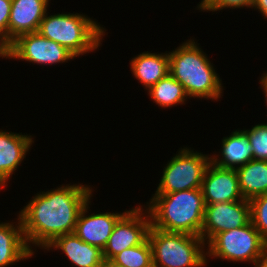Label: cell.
<instances>
[{
	"mask_svg": "<svg viewBox=\"0 0 267 267\" xmlns=\"http://www.w3.org/2000/svg\"><path fill=\"white\" fill-rule=\"evenodd\" d=\"M92 195V188L85 184H67L37 193L19 211L30 250L35 253L32 244L45 249L57 237L73 233L78 215Z\"/></svg>",
	"mask_w": 267,
	"mask_h": 267,
	"instance_id": "obj_1",
	"label": "cell"
},
{
	"mask_svg": "<svg viewBox=\"0 0 267 267\" xmlns=\"http://www.w3.org/2000/svg\"><path fill=\"white\" fill-rule=\"evenodd\" d=\"M153 195L145 207L149 212L153 228L201 235L205 212L201 189Z\"/></svg>",
	"mask_w": 267,
	"mask_h": 267,
	"instance_id": "obj_2",
	"label": "cell"
},
{
	"mask_svg": "<svg viewBox=\"0 0 267 267\" xmlns=\"http://www.w3.org/2000/svg\"><path fill=\"white\" fill-rule=\"evenodd\" d=\"M194 39L168 52L169 73L184 87L189 98L218 101L222 97V80L209 58Z\"/></svg>",
	"mask_w": 267,
	"mask_h": 267,
	"instance_id": "obj_3",
	"label": "cell"
},
{
	"mask_svg": "<svg viewBox=\"0 0 267 267\" xmlns=\"http://www.w3.org/2000/svg\"><path fill=\"white\" fill-rule=\"evenodd\" d=\"M38 32L67 48L76 57L98 49L105 28L88 16L79 13L45 14Z\"/></svg>",
	"mask_w": 267,
	"mask_h": 267,
	"instance_id": "obj_4",
	"label": "cell"
},
{
	"mask_svg": "<svg viewBox=\"0 0 267 267\" xmlns=\"http://www.w3.org/2000/svg\"><path fill=\"white\" fill-rule=\"evenodd\" d=\"M153 267H206L207 246L200 236L153 228L148 232ZM206 245V246H205Z\"/></svg>",
	"mask_w": 267,
	"mask_h": 267,
	"instance_id": "obj_5",
	"label": "cell"
},
{
	"mask_svg": "<svg viewBox=\"0 0 267 267\" xmlns=\"http://www.w3.org/2000/svg\"><path fill=\"white\" fill-rule=\"evenodd\" d=\"M206 259L254 263L266 250L267 243L251 221L236 229L216 234L208 243Z\"/></svg>",
	"mask_w": 267,
	"mask_h": 267,
	"instance_id": "obj_6",
	"label": "cell"
},
{
	"mask_svg": "<svg viewBox=\"0 0 267 267\" xmlns=\"http://www.w3.org/2000/svg\"><path fill=\"white\" fill-rule=\"evenodd\" d=\"M209 156L188 147L181 148L164 167L155 194L201 189L205 171L211 163Z\"/></svg>",
	"mask_w": 267,
	"mask_h": 267,
	"instance_id": "obj_7",
	"label": "cell"
},
{
	"mask_svg": "<svg viewBox=\"0 0 267 267\" xmlns=\"http://www.w3.org/2000/svg\"><path fill=\"white\" fill-rule=\"evenodd\" d=\"M142 206L126 210L118 219L103 249L105 261L111 260L127 248L142 244L148 238L151 218L148 210L144 211Z\"/></svg>",
	"mask_w": 267,
	"mask_h": 267,
	"instance_id": "obj_8",
	"label": "cell"
},
{
	"mask_svg": "<svg viewBox=\"0 0 267 267\" xmlns=\"http://www.w3.org/2000/svg\"><path fill=\"white\" fill-rule=\"evenodd\" d=\"M75 57L67 48L39 32L21 35L8 46V59H21L32 64L56 65Z\"/></svg>",
	"mask_w": 267,
	"mask_h": 267,
	"instance_id": "obj_9",
	"label": "cell"
},
{
	"mask_svg": "<svg viewBox=\"0 0 267 267\" xmlns=\"http://www.w3.org/2000/svg\"><path fill=\"white\" fill-rule=\"evenodd\" d=\"M250 221L249 200L243 199L240 201L205 205L200 237L206 244L216 234L243 227Z\"/></svg>",
	"mask_w": 267,
	"mask_h": 267,
	"instance_id": "obj_10",
	"label": "cell"
},
{
	"mask_svg": "<svg viewBox=\"0 0 267 267\" xmlns=\"http://www.w3.org/2000/svg\"><path fill=\"white\" fill-rule=\"evenodd\" d=\"M205 205L243 200L235 169H225L210 163L202 180Z\"/></svg>",
	"mask_w": 267,
	"mask_h": 267,
	"instance_id": "obj_11",
	"label": "cell"
},
{
	"mask_svg": "<svg viewBox=\"0 0 267 267\" xmlns=\"http://www.w3.org/2000/svg\"><path fill=\"white\" fill-rule=\"evenodd\" d=\"M90 202L89 200L81 209L73 233L85 243L103 250L116 222L126 211L87 215Z\"/></svg>",
	"mask_w": 267,
	"mask_h": 267,
	"instance_id": "obj_12",
	"label": "cell"
},
{
	"mask_svg": "<svg viewBox=\"0 0 267 267\" xmlns=\"http://www.w3.org/2000/svg\"><path fill=\"white\" fill-rule=\"evenodd\" d=\"M49 0H12L8 21V46L19 36L38 32Z\"/></svg>",
	"mask_w": 267,
	"mask_h": 267,
	"instance_id": "obj_13",
	"label": "cell"
},
{
	"mask_svg": "<svg viewBox=\"0 0 267 267\" xmlns=\"http://www.w3.org/2000/svg\"><path fill=\"white\" fill-rule=\"evenodd\" d=\"M32 143L33 137L28 134L0 130V189L7 186L6 183L26 157Z\"/></svg>",
	"mask_w": 267,
	"mask_h": 267,
	"instance_id": "obj_14",
	"label": "cell"
},
{
	"mask_svg": "<svg viewBox=\"0 0 267 267\" xmlns=\"http://www.w3.org/2000/svg\"><path fill=\"white\" fill-rule=\"evenodd\" d=\"M45 249L61 250L76 267H103V250L85 243L74 233L57 237Z\"/></svg>",
	"mask_w": 267,
	"mask_h": 267,
	"instance_id": "obj_15",
	"label": "cell"
},
{
	"mask_svg": "<svg viewBox=\"0 0 267 267\" xmlns=\"http://www.w3.org/2000/svg\"><path fill=\"white\" fill-rule=\"evenodd\" d=\"M221 147L220 155H210L211 163L217 167L236 170L253 160V148L244 130H236L229 137H223Z\"/></svg>",
	"mask_w": 267,
	"mask_h": 267,
	"instance_id": "obj_16",
	"label": "cell"
},
{
	"mask_svg": "<svg viewBox=\"0 0 267 267\" xmlns=\"http://www.w3.org/2000/svg\"><path fill=\"white\" fill-rule=\"evenodd\" d=\"M17 220L15 227L12 222L0 223V267L13 265L34 255L25 240L19 215Z\"/></svg>",
	"mask_w": 267,
	"mask_h": 267,
	"instance_id": "obj_17",
	"label": "cell"
},
{
	"mask_svg": "<svg viewBox=\"0 0 267 267\" xmlns=\"http://www.w3.org/2000/svg\"><path fill=\"white\" fill-rule=\"evenodd\" d=\"M133 76L149 90L160 79L169 74V55L166 53L142 52L131 59Z\"/></svg>",
	"mask_w": 267,
	"mask_h": 267,
	"instance_id": "obj_18",
	"label": "cell"
},
{
	"mask_svg": "<svg viewBox=\"0 0 267 267\" xmlns=\"http://www.w3.org/2000/svg\"><path fill=\"white\" fill-rule=\"evenodd\" d=\"M239 189L244 199L267 193V161L255 160L236 169Z\"/></svg>",
	"mask_w": 267,
	"mask_h": 267,
	"instance_id": "obj_19",
	"label": "cell"
},
{
	"mask_svg": "<svg viewBox=\"0 0 267 267\" xmlns=\"http://www.w3.org/2000/svg\"><path fill=\"white\" fill-rule=\"evenodd\" d=\"M148 95L154 103L162 108L185 104L188 98L182 84L170 73L154 84L148 90Z\"/></svg>",
	"mask_w": 267,
	"mask_h": 267,
	"instance_id": "obj_20",
	"label": "cell"
},
{
	"mask_svg": "<svg viewBox=\"0 0 267 267\" xmlns=\"http://www.w3.org/2000/svg\"><path fill=\"white\" fill-rule=\"evenodd\" d=\"M111 261L125 267H153L152 247L148 238L142 244L118 253Z\"/></svg>",
	"mask_w": 267,
	"mask_h": 267,
	"instance_id": "obj_21",
	"label": "cell"
},
{
	"mask_svg": "<svg viewBox=\"0 0 267 267\" xmlns=\"http://www.w3.org/2000/svg\"><path fill=\"white\" fill-rule=\"evenodd\" d=\"M251 223L267 243V193L249 200Z\"/></svg>",
	"mask_w": 267,
	"mask_h": 267,
	"instance_id": "obj_22",
	"label": "cell"
},
{
	"mask_svg": "<svg viewBox=\"0 0 267 267\" xmlns=\"http://www.w3.org/2000/svg\"><path fill=\"white\" fill-rule=\"evenodd\" d=\"M253 148V159L267 161V123L244 130Z\"/></svg>",
	"mask_w": 267,
	"mask_h": 267,
	"instance_id": "obj_23",
	"label": "cell"
},
{
	"mask_svg": "<svg viewBox=\"0 0 267 267\" xmlns=\"http://www.w3.org/2000/svg\"><path fill=\"white\" fill-rule=\"evenodd\" d=\"M254 0H202L197 8L201 11H220L226 8H252Z\"/></svg>",
	"mask_w": 267,
	"mask_h": 267,
	"instance_id": "obj_24",
	"label": "cell"
},
{
	"mask_svg": "<svg viewBox=\"0 0 267 267\" xmlns=\"http://www.w3.org/2000/svg\"><path fill=\"white\" fill-rule=\"evenodd\" d=\"M12 0H0V39L8 46V21Z\"/></svg>",
	"mask_w": 267,
	"mask_h": 267,
	"instance_id": "obj_25",
	"label": "cell"
},
{
	"mask_svg": "<svg viewBox=\"0 0 267 267\" xmlns=\"http://www.w3.org/2000/svg\"><path fill=\"white\" fill-rule=\"evenodd\" d=\"M252 8L256 10L258 9L261 15H263L264 18H267V0H254Z\"/></svg>",
	"mask_w": 267,
	"mask_h": 267,
	"instance_id": "obj_26",
	"label": "cell"
},
{
	"mask_svg": "<svg viewBox=\"0 0 267 267\" xmlns=\"http://www.w3.org/2000/svg\"><path fill=\"white\" fill-rule=\"evenodd\" d=\"M253 264L255 267H267V250Z\"/></svg>",
	"mask_w": 267,
	"mask_h": 267,
	"instance_id": "obj_27",
	"label": "cell"
},
{
	"mask_svg": "<svg viewBox=\"0 0 267 267\" xmlns=\"http://www.w3.org/2000/svg\"><path fill=\"white\" fill-rule=\"evenodd\" d=\"M259 82H260L261 89H263V91H264L263 93H265V94H264V95H265V101H266V103H267V72H265V73L261 76ZM266 105H267V104H266Z\"/></svg>",
	"mask_w": 267,
	"mask_h": 267,
	"instance_id": "obj_28",
	"label": "cell"
},
{
	"mask_svg": "<svg viewBox=\"0 0 267 267\" xmlns=\"http://www.w3.org/2000/svg\"><path fill=\"white\" fill-rule=\"evenodd\" d=\"M0 57L8 58V46L0 39Z\"/></svg>",
	"mask_w": 267,
	"mask_h": 267,
	"instance_id": "obj_29",
	"label": "cell"
},
{
	"mask_svg": "<svg viewBox=\"0 0 267 267\" xmlns=\"http://www.w3.org/2000/svg\"><path fill=\"white\" fill-rule=\"evenodd\" d=\"M103 267H125L116 263H113L111 260L105 261Z\"/></svg>",
	"mask_w": 267,
	"mask_h": 267,
	"instance_id": "obj_30",
	"label": "cell"
}]
</instances>
